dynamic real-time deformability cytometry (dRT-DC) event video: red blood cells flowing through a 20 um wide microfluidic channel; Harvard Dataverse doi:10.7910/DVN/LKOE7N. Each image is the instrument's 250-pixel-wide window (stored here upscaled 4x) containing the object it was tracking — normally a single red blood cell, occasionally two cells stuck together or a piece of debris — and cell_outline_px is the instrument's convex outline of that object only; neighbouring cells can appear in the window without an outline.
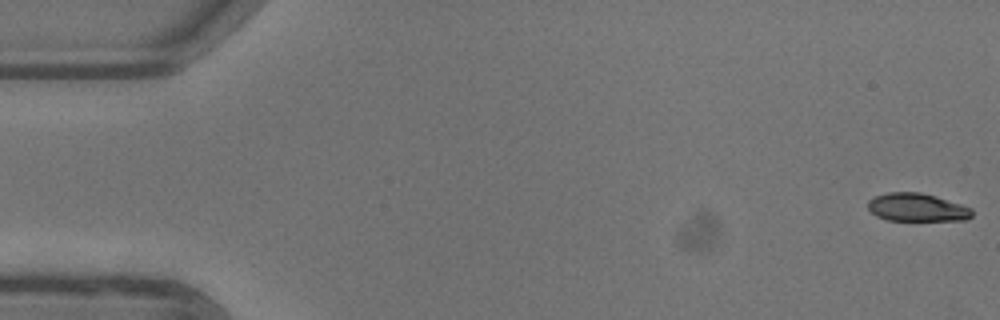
{"species": "common noctule bat (a hibernating species)", "species_latin": "Nyctalus noctula", "temperature_condition": "warm", "stored_images_in_passage": 52, "camera_frame_rate_fps": 3000, "um_per_image_px": 0.085, "animal": {"sex": "female"}, "frame": {"image": 1, "passage_image": 1, "time_ms": 0.0, "image_size_px": [1000, 320], "cell_outline_px": [[972, 216], [968, 220], [888, 220], [876, 216], [868, 208], [868, 200], [876, 196], [888, 192], [920, 192], [936, 196], [972, 208]], "centroid_in_image_um": [77.95, 17.63], "position_along_channel_um": 7.1, "area_um2": 16.99}}
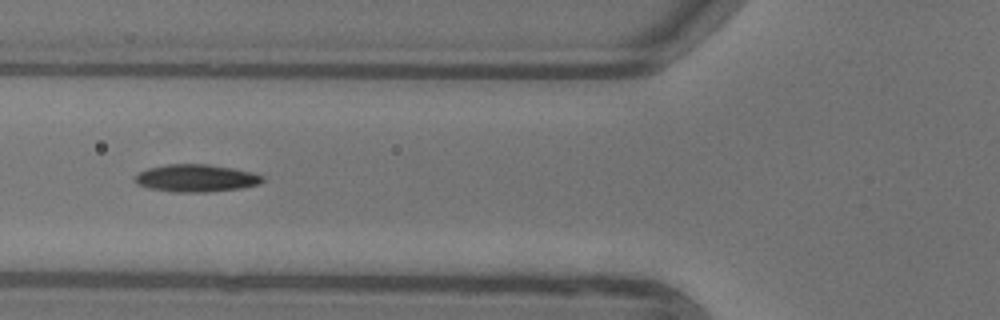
{"frame": {"image": 2, "passage_image": 20, "time_ms": 6.333, "image_size_px": [1000, 320], "cell_outline_px": [[264, 180], [260, 184], [240, 188], [208, 192], [172, 192], [148, 188], [136, 184], [132, 180], [140, 172], [148, 168], [168, 164], [208, 164], [232, 168], [252, 172], [264, 176]], "centroid_in_image_um": [16.65, 15.15], "position_along_channel_um": 109.1, "area_um2": 20.52}}
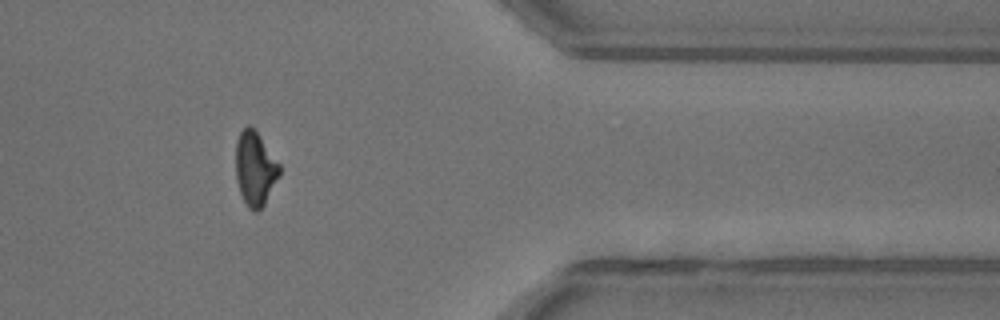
{"frame": {"image": 3, "passage_image": 43, "time_ms": 14.0, "image_size_px": [1000, 320], "cell_outline_px": [[280, 176], [264, 204], [256, 212], [252, 212], [248, 208], [240, 192], [236, 180], [236, 140], [240, 132], [248, 124], [256, 132], [280, 164]], "centroid_in_image_um": [21.68, 14.36], "position_along_channel_um": 389.7, "area_um2": 18.73}, "authors_computed_cell_mechanics": {"area_um2": 19.074, "velocity_mm_per_s": 3.9699, "shape_relaxation_time_tau1_ms": 5.0748, "shape_relaxation_time_tau2_ms": 6.4343, "deformation_change_tau1": 0.1755, "deformation_change_tau2": 0.1272}}